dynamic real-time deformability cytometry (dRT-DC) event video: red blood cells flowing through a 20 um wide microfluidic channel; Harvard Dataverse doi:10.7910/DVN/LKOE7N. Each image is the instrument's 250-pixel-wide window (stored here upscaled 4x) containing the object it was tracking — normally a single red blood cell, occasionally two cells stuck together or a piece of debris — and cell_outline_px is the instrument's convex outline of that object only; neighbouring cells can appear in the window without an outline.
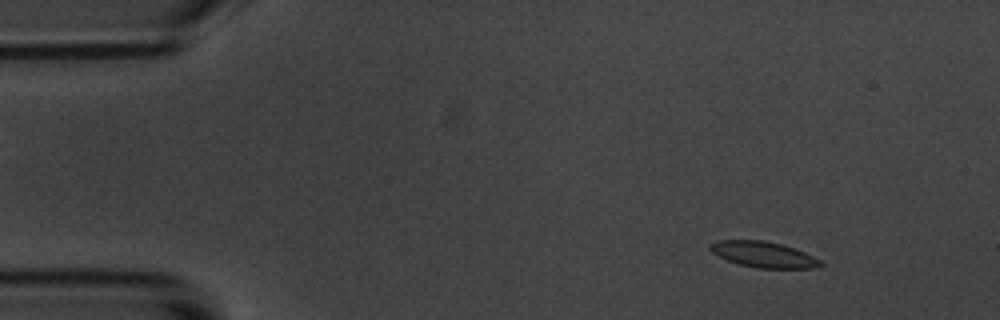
{"species": "common noctule bat (a hibernating species)", "species_latin": "Nyctalus noctula", "temperature_condition": "room temperature", "stored_images_in_passage": 4, "camera_frame_rate_fps": 3000, "um_per_image_px": 0.085, "animal": {"sex": "male", "body_mass_g": 20.1, "forearm_length_mm": 53.5}, "frame": {"image": 1, "passage_image": 1, "time_ms": 0.0, "image_size_px": [1000, 320], "cell_outline_px": [[824, 264], [812, 268], [756, 268], [740, 264], [728, 260], [712, 252], [708, 248], [708, 244], [716, 240], [764, 240], [780, 244], [804, 252], [820, 260]], "centroid_in_image_um": [64.85, 21.62], "position_along_channel_um": 20.1, "area_um2": 16.42}}
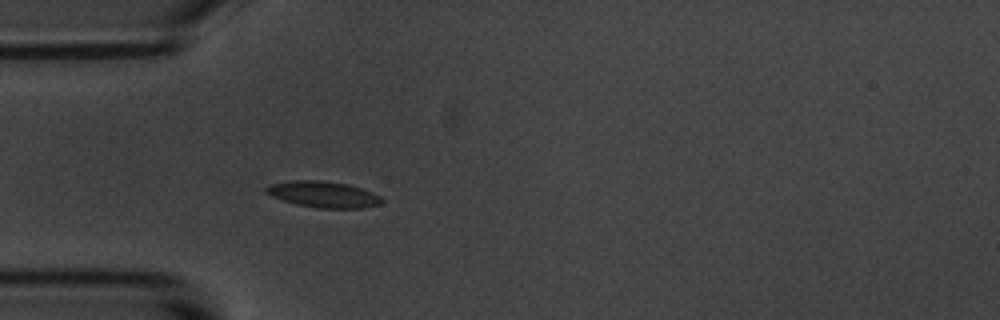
{"frame": {"image": 2, "passage_image": 4, "time_ms": 3.333, "image_size_px": [1000, 320], "cell_outline_px": [[384, 200], [380, 204], [364, 208], [316, 208], [296, 204], [272, 196], [264, 192], [264, 188], [268, 184], [292, 180], [320, 180], [348, 184], [372, 192], [380, 196]], "centroid_in_image_um": [27.46, 16.52], "position_along_channel_um": 57.5, "area_um2": 17.74}}